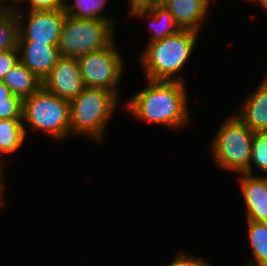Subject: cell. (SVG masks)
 Returning a JSON list of instances; mask_svg holds the SVG:
<instances>
[{"instance_id": "obj_7", "label": "cell", "mask_w": 267, "mask_h": 266, "mask_svg": "<svg viewBox=\"0 0 267 266\" xmlns=\"http://www.w3.org/2000/svg\"><path fill=\"white\" fill-rule=\"evenodd\" d=\"M115 40L102 50L90 52L77 59L85 87L103 88L114 92L119 98L121 77L126 69L122 52Z\"/></svg>"}, {"instance_id": "obj_27", "label": "cell", "mask_w": 267, "mask_h": 266, "mask_svg": "<svg viewBox=\"0 0 267 266\" xmlns=\"http://www.w3.org/2000/svg\"><path fill=\"white\" fill-rule=\"evenodd\" d=\"M10 0H0V12L11 11Z\"/></svg>"}, {"instance_id": "obj_11", "label": "cell", "mask_w": 267, "mask_h": 266, "mask_svg": "<svg viewBox=\"0 0 267 266\" xmlns=\"http://www.w3.org/2000/svg\"><path fill=\"white\" fill-rule=\"evenodd\" d=\"M129 15L134 18L148 19L150 37L146 44L164 39L165 37L175 34L181 28L175 23L173 16L159 2L149 1L142 5L129 6Z\"/></svg>"}, {"instance_id": "obj_2", "label": "cell", "mask_w": 267, "mask_h": 266, "mask_svg": "<svg viewBox=\"0 0 267 266\" xmlns=\"http://www.w3.org/2000/svg\"><path fill=\"white\" fill-rule=\"evenodd\" d=\"M199 34L194 30L180 29L164 39L148 43L137 59L143 65L145 78L153 81L186 82L180 72L189 62Z\"/></svg>"}, {"instance_id": "obj_17", "label": "cell", "mask_w": 267, "mask_h": 266, "mask_svg": "<svg viewBox=\"0 0 267 266\" xmlns=\"http://www.w3.org/2000/svg\"><path fill=\"white\" fill-rule=\"evenodd\" d=\"M26 138L22 119H0V158L16 153Z\"/></svg>"}, {"instance_id": "obj_19", "label": "cell", "mask_w": 267, "mask_h": 266, "mask_svg": "<svg viewBox=\"0 0 267 266\" xmlns=\"http://www.w3.org/2000/svg\"><path fill=\"white\" fill-rule=\"evenodd\" d=\"M19 22L15 10L0 12V53L18 50Z\"/></svg>"}, {"instance_id": "obj_28", "label": "cell", "mask_w": 267, "mask_h": 266, "mask_svg": "<svg viewBox=\"0 0 267 266\" xmlns=\"http://www.w3.org/2000/svg\"><path fill=\"white\" fill-rule=\"evenodd\" d=\"M25 0H10L11 8L13 10H23V2ZM21 4V5H20ZM22 6V8H21Z\"/></svg>"}, {"instance_id": "obj_24", "label": "cell", "mask_w": 267, "mask_h": 266, "mask_svg": "<svg viewBox=\"0 0 267 266\" xmlns=\"http://www.w3.org/2000/svg\"><path fill=\"white\" fill-rule=\"evenodd\" d=\"M18 61V50L2 51L0 53V81L4 79L5 75Z\"/></svg>"}, {"instance_id": "obj_31", "label": "cell", "mask_w": 267, "mask_h": 266, "mask_svg": "<svg viewBox=\"0 0 267 266\" xmlns=\"http://www.w3.org/2000/svg\"><path fill=\"white\" fill-rule=\"evenodd\" d=\"M1 161H2V159H0V170H5L4 169V165H3L4 164V161L2 163H1Z\"/></svg>"}, {"instance_id": "obj_5", "label": "cell", "mask_w": 267, "mask_h": 266, "mask_svg": "<svg viewBox=\"0 0 267 266\" xmlns=\"http://www.w3.org/2000/svg\"><path fill=\"white\" fill-rule=\"evenodd\" d=\"M22 122L28 129L41 131L54 140L70 136L69 101L49 93L43 87L23 99ZM27 127V128H26Z\"/></svg>"}, {"instance_id": "obj_18", "label": "cell", "mask_w": 267, "mask_h": 266, "mask_svg": "<svg viewBox=\"0 0 267 266\" xmlns=\"http://www.w3.org/2000/svg\"><path fill=\"white\" fill-rule=\"evenodd\" d=\"M109 0H65L64 11L68 16L79 19H102L116 27V19L102 14Z\"/></svg>"}, {"instance_id": "obj_22", "label": "cell", "mask_w": 267, "mask_h": 266, "mask_svg": "<svg viewBox=\"0 0 267 266\" xmlns=\"http://www.w3.org/2000/svg\"><path fill=\"white\" fill-rule=\"evenodd\" d=\"M165 266H213L210 262L205 260L204 258H198L196 256H192L184 251H180L176 256H174L173 260L165 265Z\"/></svg>"}, {"instance_id": "obj_30", "label": "cell", "mask_w": 267, "mask_h": 266, "mask_svg": "<svg viewBox=\"0 0 267 266\" xmlns=\"http://www.w3.org/2000/svg\"><path fill=\"white\" fill-rule=\"evenodd\" d=\"M149 1H155V2H158V0H129V6L131 5H142L146 2H149Z\"/></svg>"}, {"instance_id": "obj_1", "label": "cell", "mask_w": 267, "mask_h": 266, "mask_svg": "<svg viewBox=\"0 0 267 266\" xmlns=\"http://www.w3.org/2000/svg\"><path fill=\"white\" fill-rule=\"evenodd\" d=\"M147 83L124 103L125 111L137 120L182 129L191 123L189 97L185 82L153 81Z\"/></svg>"}, {"instance_id": "obj_16", "label": "cell", "mask_w": 267, "mask_h": 266, "mask_svg": "<svg viewBox=\"0 0 267 266\" xmlns=\"http://www.w3.org/2000/svg\"><path fill=\"white\" fill-rule=\"evenodd\" d=\"M252 258L246 266H267V223L245 220Z\"/></svg>"}, {"instance_id": "obj_10", "label": "cell", "mask_w": 267, "mask_h": 266, "mask_svg": "<svg viewBox=\"0 0 267 266\" xmlns=\"http://www.w3.org/2000/svg\"><path fill=\"white\" fill-rule=\"evenodd\" d=\"M239 186L246 205V220L267 223V176L241 173Z\"/></svg>"}, {"instance_id": "obj_3", "label": "cell", "mask_w": 267, "mask_h": 266, "mask_svg": "<svg viewBox=\"0 0 267 266\" xmlns=\"http://www.w3.org/2000/svg\"><path fill=\"white\" fill-rule=\"evenodd\" d=\"M120 98L103 88L85 87L79 95L69 101L70 135L85 136L91 141H105V131L114 115Z\"/></svg>"}, {"instance_id": "obj_4", "label": "cell", "mask_w": 267, "mask_h": 266, "mask_svg": "<svg viewBox=\"0 0 267 266\" xmlns=\"http://www.w3.org/2000/svg\"><path fill=\"white\" fill-rule=\"evenodd\" d=\"M212 137L210 154L221 170L235 174L249 170L253 132L236 114L229 115Z\"/></svg>"}, {"instance_id": "obj_32", "label": "cell", "mask_w": 267, "mask_h": 266, "mask_svg": "<svg viewBox=\"0 0 267 266\" xmlns=\"http://www.w3.org/2000/svg\"><path fill=\"white\" fill-rule=\"evenodd\" d=\"M244 1H245V0H244ZM249 1L252 3L254 0H246V2H249Z\"/></svg>"}, {"instance_id": "obj_23", "label": "cell", "mask_w": 267, "mask_h": 266, "mask_svg": "<svg viewBox=\"0 0 267 266\" xmlns=\"http://www.w3.org/2000/svg\"><path fill=\"white\" fill-rule=\"evenodd\" d=\"M23 3L28 4L26 11H45L64 9L65 0H25Z\"/></svg>"}, {"instance_id": "obj_15", "label": "cell", "mask_w": 267, "mask_h": 266, "mask_svg": "<svg viewBox=\"0 0 267 266\" xmlns=\"http://www.w3.org/2000/svg\"><path fill=\"white\" fill-rule=\"evenodd\" d=\"M2 81L10 89L12 95L22 100L42 87V80L20 61L9 70Z\"/></svg>"}, {"instance_id": "obj_8", "label": "cell", "mask_w": 267, "mask_h": 266, "mask_svg": "<svg viewBox=\"0 0 267 266\" xmlns=\"http://www.w3.org/2000/svg\"><path fill=\"white\" fill-rule=\"evenodd\" d=\"M15 14L19 22L18 41L58 45L62 24L66 16L64 9L26 12L15 10Z\"/></svg>"}, {"instance_id": "obj_13", "label": "cell", "mask_w": 267, "mask_h": 266, "mask_svg": "<svg viewBox=\"0 0 267 266\" xmlns=\"http://www.w3.org/2000/svg\"><path fill=\"white\" fill-rule=\"evenodd\" d=\"M17 49L19 61L41 80L50 73L60 57L57 45L18 41Z\"/></svg>"}, {"instance_id": "obj_26", "label": "cell", "mask_w": 267, "mask_h": 266, "mask_svg": "<svg viewBox=\"0 0 267 266\" xmlns=\"http://www.w3.org/2000/svg\"><path fill=\"white\" fill-rule=\"evenodd\" d=\"M10 89L7 85L0 81V101H7V98L11 95Z\"/></svg>"}, {"instance_id": "obj_20", "label": "cell", "mask_w": 267, "mask_h": 266, "mask_svg": "<svg viewBox=\"0 0 267 266\" xmlns=\"http://www.w3.org/2000/svg\"><path fill=\"white\" fill-rule=\"evenodd\" d=\"M254 166L267 176V131L255 132L253 135L249 170L246 174L253 175Z\"/></svg>"}, {"instance_id": "obj_14", "label": "cell", "mask_w": 267, "mask_h": 266, "mask_svg": "<svg viewBox=\"0 0 267 266\" xmlns=\"http://www.w3.org/2000/svg\"><path fill=\"white\" fill-rule=\"evenodd\" d=\"M246 96L236 116L253 132L267 131V73L253 93Z\"/></svg>"}, {"instance_id": "obj_6", "label": "cell", "mask_w": 267, "mask_h": 266, "mask_svg": "<svg viewBox=\"0 0 267 266\" xmlns=\"http://www.w3.org/2000/svg\"><path fill=\"white\" fill-rule=\"evenodd\" d=\"M116 27L99 18L79 19L65 16L58 41L60 56L78 58L109 46L116 40Z\"/></svg>"}, {"instance_id": "obj_25", "label": "cell", "mask_w": 267, "mask_h": 266, "mask_svg": "<svg viewBox=\"0 0 267 266\" xmlns=\"http://www.w3.org/2000/svg\"><path fill=\"white\" fill-rule=\"evenodd\" d=\"M4 172L5 171H3V170H0V211H1V208H2V204H4L3 202H4V192H5V188H6V182H5V177H4Z\"/></svg>"}, {"instance_id": "obj_12", "label": "cell", "mask_w": 267, "mask_h": 266, "mask_svg": "<svg viewBox=\"0 0 267 266\" xmlns=\"http://www.w3.org/2000/svg\"><path fill=\"white\" fill-rule=\"evenodd\" d=\"M211 2L215 4L216 0H161L159 3L169 11L181 29L200 33L209 14Z\"/></svg>"}, {"instance_id": "obj_9", "label": "cell", "mask_w": 267, "mask_h": 266, "mask_svg": "<svg viewBox=\"0 0 267 266\" xmlns=\"http://www.w3.org/2000/svg\"><path fill=\"white\" fill-rule=\"evenodd\" d=\"M42 87L59 98L71 101L85 88L76 58L60 56Z\"/></svg>"}, {"instance_id": "obj_29", "label": "cell", "mask_w": 267, "mask_h": 266, "mask_svg": "<svg viewBox=\"0 0 267 266\" xmlns=\"http://www.w3.org/2000/svg\"><path fill=\"white\" fill-rule=\"evenodd\" d=\"M252 3L259 5L267 13V0H254Z\"/></svg>"}, {"instance_id": "obj_21", "label": "cell", "mask_w": 267, "mask_h": 266, "mask_svg": "<svg viewBox=\"0 0 267 266\" xmlns=\"http://www.w3.org/2000/svg\"><path fill=\"white\" fill-rule=\"evenodd\" d=\"M23 100L10 95L7 101H0V119H22Z\"/></svg>"}]
</instances>
